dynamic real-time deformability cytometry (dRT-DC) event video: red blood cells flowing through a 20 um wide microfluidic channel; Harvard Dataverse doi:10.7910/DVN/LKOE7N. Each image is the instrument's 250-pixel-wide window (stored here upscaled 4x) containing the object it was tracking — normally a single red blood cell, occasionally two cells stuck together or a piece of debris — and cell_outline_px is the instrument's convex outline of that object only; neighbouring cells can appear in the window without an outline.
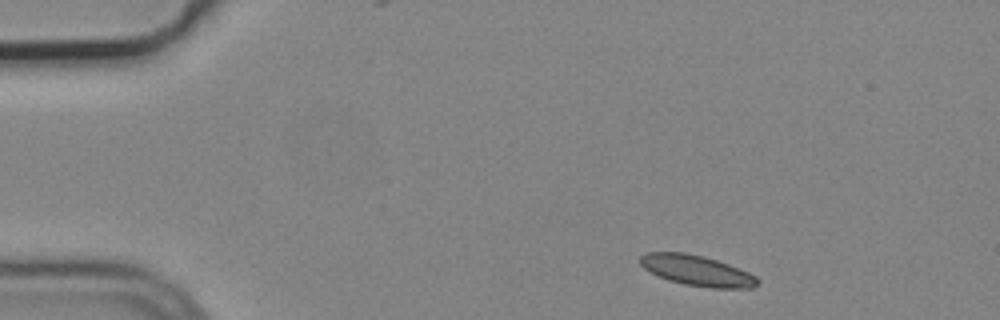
{"species": "common noctule bat (a hibernating species)", "species_latin": "Nyctalus noctula", "temperature_condition": "cold", "stored_images_in_passage": 3, "camera_frame_rate_fps": 3000, "um_per_image_px": 0.085, "animal": {"sex": "male", "body_mass_g": 19.2, "forearm_length_mm": 51.8}, "frame": {"image": 1, "passage_image": 1, "time_ms": 0.0, "image_size_px": [1000, 320], "cell_outline_px": [[760, 284], [752, 288], [712, 288], [684, 284], [668, 280], [644, 268], [640, 264], [640, 256], [648, 252], [684, 252], [704, 256], [728, 264], [748, 272], [756, 276], [760, 280]], "centroid_in_image_um": [59.27, 23.0], "position_along_channel_um": 25.7, "area_um2": 20.81}}